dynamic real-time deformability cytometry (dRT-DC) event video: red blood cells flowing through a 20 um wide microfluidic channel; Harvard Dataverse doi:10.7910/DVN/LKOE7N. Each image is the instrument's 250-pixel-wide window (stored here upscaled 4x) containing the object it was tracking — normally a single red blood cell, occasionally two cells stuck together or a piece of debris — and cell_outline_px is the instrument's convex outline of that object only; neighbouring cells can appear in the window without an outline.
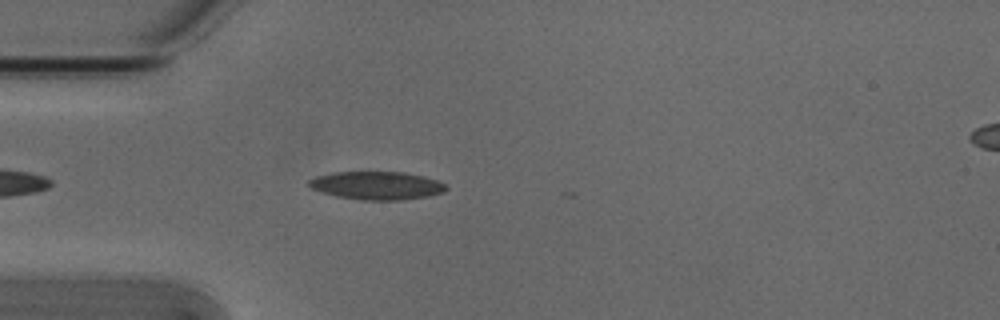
{"species": "Egyptian fruit bat (a non-hibernating species)", "species_latin": "Rousettus aegyptiacus", "temperature_condition": "cold", "stored_images_in_passage": 41, "camera_frame_rate_fps": 3000, "um_per_image_px": 0.085, "animal": {"sex": "male"}, "frame": {"image": 1, "passage_image": 5, "time_ms": 1.333, "image_size_px": [1000, 320], "cell_outline_px": [[448, 188], [444, 192], [428, 196], [400, 200], [360, 200], [336, 196], [312, 188], [308, 184], [308, 180], [316, 176], [332, 172], [404, 172], [424, 176], [436, 180], [444, 184]], "centroid_in_image_um": [32.03, 15.77], "position_along_channel_um": 53.0, "area_um2": 22.43}}
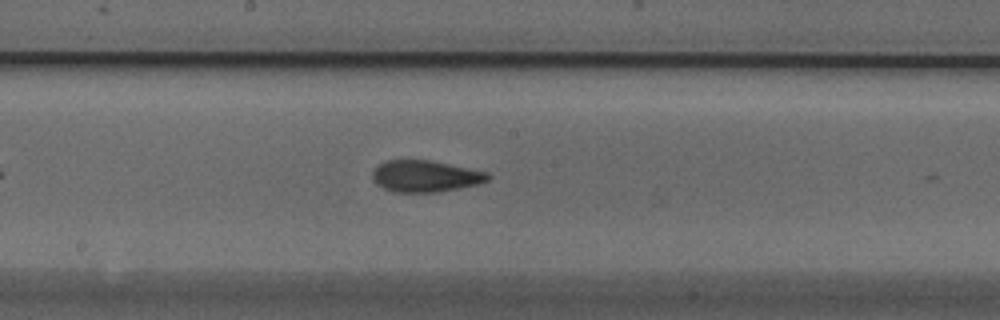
{"frame": {"image": 2, "passage_image": 18, "time_ms": 5.667, "image_size_px": [1000, 320], "cell_outline_px": [[492, 176], [488, 180], [480, 184], [440, 192], [392, 192], [376, 184], [372, 176], [372, 172], [384, 160], [432, 160], [488, 172]], "centroid_in_image_um": [36.18, 14.98], "position_along_channel_um": 212.0, "area_um2": 21.44}}
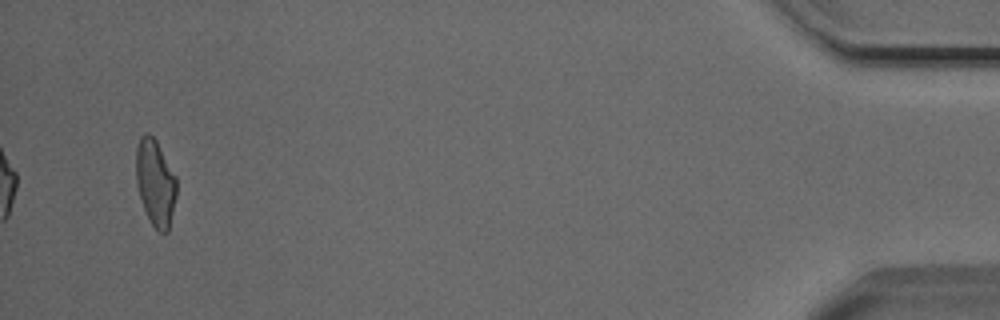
{"frame": {"image": 3, "passage_image": 41, "time_ms": 13.333, "image_size_px": [1000, 320], "cell_outline_px": [[176, 196], [168, 232], [160, 232], [152, 224], [144, 208], [136, 184], [136, 148], [140, 136], [144, 132], [148, 132], [156, 140], [176, 176]], "centroid_in_image_um": [13.2, 15.49], "position_along_channel_um": 422.0, "area_um2": 20.29}, "authors_computed_cell_mechanics": {"area_um2": 21.1548, "velocity_mm_per_s": 3.8501, "shape_relaxation_time_tau1_ms": 4.8282, "shape_relaxation_time_tau2_ms": 1.5706, "deformation_change_tau1": 0.1541, "deformation_change_tau2": 0.0721}}